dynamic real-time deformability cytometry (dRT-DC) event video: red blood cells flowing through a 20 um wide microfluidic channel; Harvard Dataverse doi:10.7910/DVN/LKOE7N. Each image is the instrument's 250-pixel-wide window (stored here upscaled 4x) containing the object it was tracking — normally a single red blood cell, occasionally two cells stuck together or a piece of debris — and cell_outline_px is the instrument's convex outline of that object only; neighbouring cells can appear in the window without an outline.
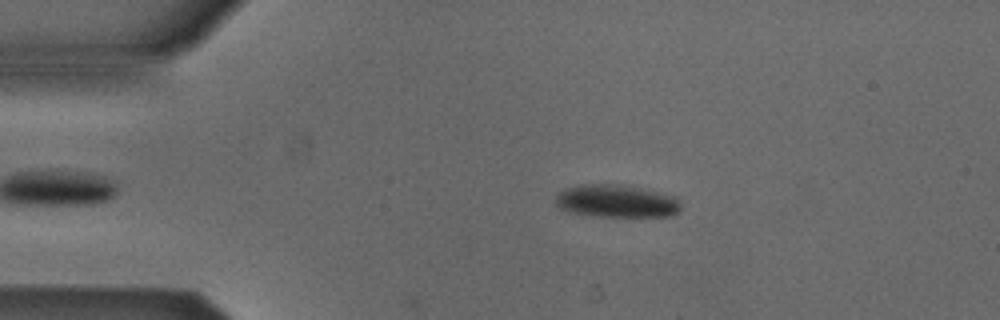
{"species": "Egyptian fruit bat (a non-hibernating species)", "species_latin": "Rousettus aegyptiacus", "temperature_condition": "cold", "stored_images_in_passage": 13, "camera_frame_rate_fps": 3000, "um_per_image_px": 0.085, "animal": {"sex": "male"}, "frame": {"image": 1, "passage_image": 9, "time_ms": 2.667, "image_size_px": [1000, 320], "cell_outline_px": [[680, 212], [672, 216], [596, 216], [568, 212], [560, 208], [556, 204], [556, 192], [564, 188], [580, 184], [620, 184], [676, 196], [680, 200]], "centroid_in_image_um": [52.38, 17.09], "position_along_channel_um": 32.6, "area_um2": 24.1}}